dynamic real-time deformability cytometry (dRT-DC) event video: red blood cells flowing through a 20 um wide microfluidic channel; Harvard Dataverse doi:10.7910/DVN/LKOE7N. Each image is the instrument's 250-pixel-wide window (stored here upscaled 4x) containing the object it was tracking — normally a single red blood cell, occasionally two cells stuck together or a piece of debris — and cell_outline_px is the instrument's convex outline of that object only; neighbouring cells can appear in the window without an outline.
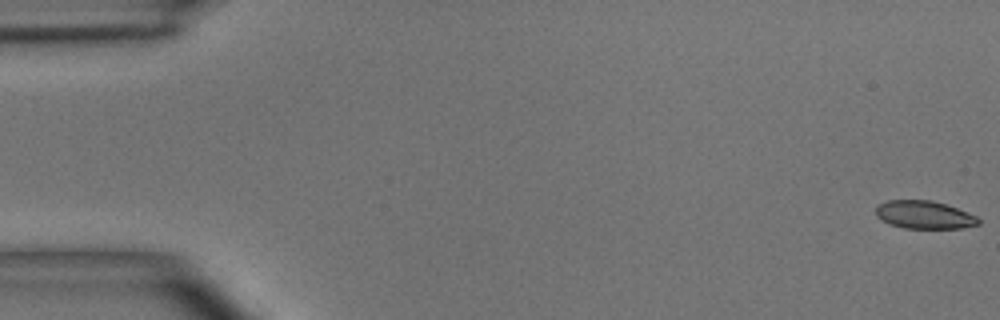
{"species": "common noctule bat (a hibernating species)", "species_latin": "Nyctalus noctula", "temperature_condition": "room temperature", "stored_images_in_passage": 5, "camera_frame_rate_fps": 3000, "um_per_image_px": 0.085, "animal": {"sex": "male", "body_mass_g": 15.6}, "frame": {"image": 1, "passage_image": 1, "time_ms": 0.0, "image_size_px": [1000, 320], "cell_outline_px": [[980, 224], [960, 228], [904, 228], [888, 224], [876, 216], [876, 204], [888, 200], [932, 200], [956, 208], [976, 216], [980, 220]], "centroid_in_image_um": [78.51, 18.26], "position_along_channel_um": 6.5, "area_um2": 16.7}}
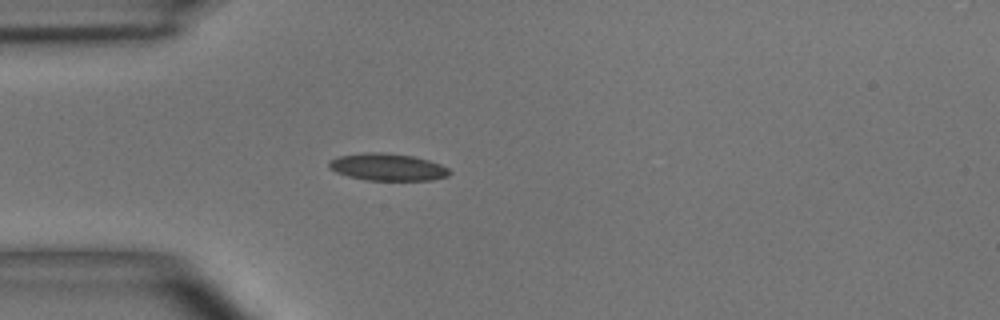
{"frame": {"image": 2, "passage_image": 5, "time_ms": 4.667, "image_size_px": [1000, 320], "cell_outline_px": [[452, 172], [448, 176], [432, 180], [368, 180], [348, 176], [336, 172], [328, 168], [328, 160], [340, 156], [364, 152], [384, 152], [412, 156], [428, 160], [440, 164], [448, 168]], "centroid_in_image_um": [32.93, 14.2], "position_along_channel_um": 52.1, "area_um2": 19.13}}